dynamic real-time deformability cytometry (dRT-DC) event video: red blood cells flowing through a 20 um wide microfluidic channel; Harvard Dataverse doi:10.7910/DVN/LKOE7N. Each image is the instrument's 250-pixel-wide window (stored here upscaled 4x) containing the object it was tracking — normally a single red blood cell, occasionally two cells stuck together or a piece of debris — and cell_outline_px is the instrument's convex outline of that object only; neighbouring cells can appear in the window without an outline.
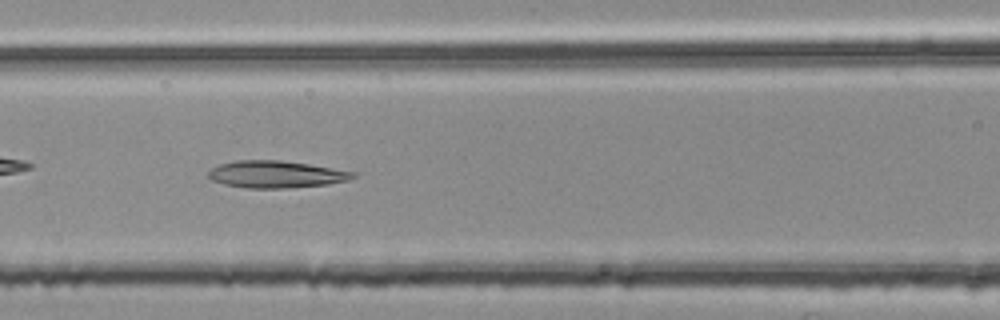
{"species": "common noctule bat (a hibernating species)", "species_latin": "Nyctalus noctula", "temperature_condition": "room temperature", "stored_images_in_passage": 37, "camera_frame_rate_fps": 3000, "um_per_image_px": 0.085, "animal": {"sex": "female", "body_mass_g": 25.1}, "frame": {"image": 1, "passage_image": 8, "time_ms": 2.333, "image_size_px": [1000, 320], "cell_outline_px": [[356, 176], [348, 180], [328, 184], [284, 188], [248, 188], [224, 184], [212, 180], [208, 176], [208, 172], [212, 168], [220, 164], [236, 160], [280, 160], [308, 164], [356, 172]], "centroid_in_image_um": [23.45, 14.81], "position_along_channel_um": 143.1, "area_um2": 22.66}}
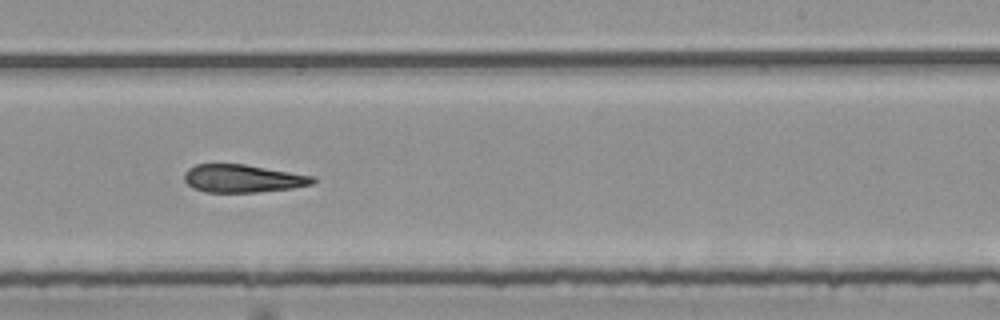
{"frame": {"image": 2, "passage_image": 18, "time_ms": 5.667, "image_size_px": [1000, 320], "cell_outline_px": [[316, 180], [312, 184], [292, 188], [256, 192], [204, 192], [192, 188], [184, 180], [184, 172], [188, 168], [196, 164], [244, 164], [316, 176]], "centroid_in_image_um": [20.62, 15.17], "position_along_channel_um": 268.4, "area_um2": 20.98}}
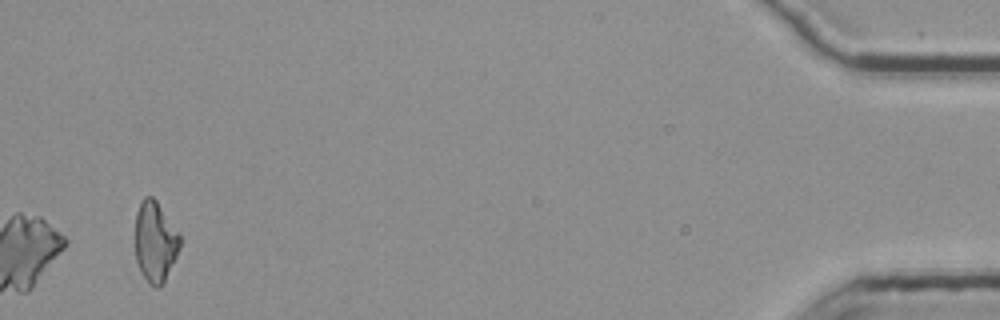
{"frame": {"image": 3, "passage_image": 37, "time_ms": 12.0, "image_size_px": [1000, 320], "cell_outline_px": [[180, 248], [164, 284], [160, 288], [152, 288], [148, 284], [136, 260], [136, 212], [140, 200], [144, 196], [152, 196], [156, 200], [180, 232]], "centroid_in_image_um": [13.21, 20.55], "position_along_channel_um": 422.0, "area_um2": 21.33}, "authors_computed_cell_mechanics": {"area_um2": 21.6172, "velocity_mm_per_s": 3.7719, "shape_relaxation_time_tau1_ms": null, "shape_relaxation_time_tau2_ms": 5.5869, "deformation_change_tau1": null, "deformation_change_tau2": 0.1589}}